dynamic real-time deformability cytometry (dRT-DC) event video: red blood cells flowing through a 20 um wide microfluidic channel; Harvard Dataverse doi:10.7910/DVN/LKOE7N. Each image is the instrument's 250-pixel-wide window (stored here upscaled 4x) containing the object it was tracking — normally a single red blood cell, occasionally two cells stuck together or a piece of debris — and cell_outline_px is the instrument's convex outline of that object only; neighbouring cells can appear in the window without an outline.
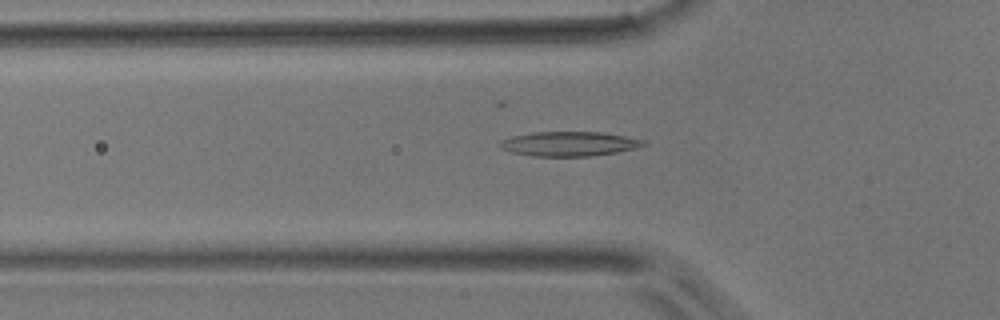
{"species": "common noctule bat (a hibernating species)", "species_latin": "Nyctalus noctula", "temperature_condition": "room temperature", "stored_images_in_passage": 45, "camera_frame_rate_fps": 3000, "um_per_image_px": 0.085, "animal": {"sex": "male", "body_mass_g": 17.9}, "frame": {"image": 1, "passage_image": 12, "time_ms": 3.667, "image_size_px": [1000, 320], "cell_outline_px": [[648, 144], [616, 152], [592, 156], [532, 156], [512, 152], [500, 148], [496, 144], [500, 140], [512, 136], [532, 132], [600, 132], [624, 136], [644, 140]], "centroid_in_image_um": [48.3, 12.22], "position_along_channel_um": 77.5, "area_um2": 20.46}}
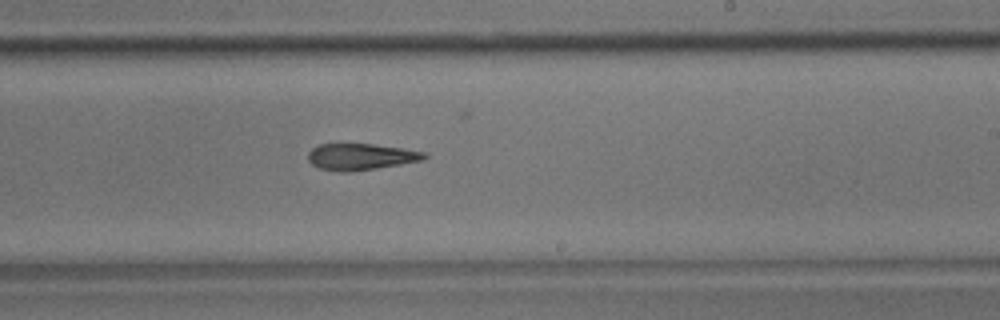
{"frame": {"image": 2, "passage_image": 25, "time_ms": 8.0, "image_size_px": [1000, 320], "cell_outline_px": [[428, 156], [424, 160], [352, 172], [336, 172], [320, 168], [312, 164], [308, 160], [308, 152], [312, 148], [320, 144], [372, 144], [428, 152]], "centroid_in_image_um": [30.67, 13.33], "position_along_channel_um": 258.3, "area_um2": 17.98}}
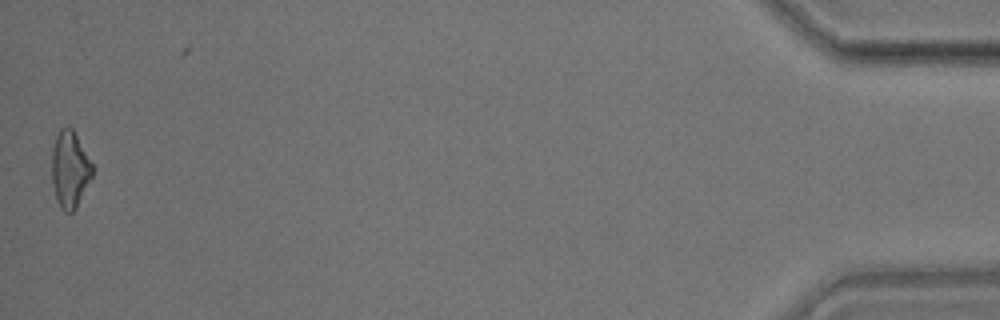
{"frame": {"image": 3, "passage_image": 44, "time_ms": 14.333, "image_size_px": [1000, 320], "cell_outline_px": [[92, 176], [76, 208], [72, 212], [64, 212], [60, 208], [56, 200], [52, 184], [52, 148], [56, 136], [60, 128], [68, 124], [72, 128], [92, 164]], "centroid_in_image_um": [5.91, 14.4], "position_along_channel_um": 429.3, "area_um2": 18.09}}